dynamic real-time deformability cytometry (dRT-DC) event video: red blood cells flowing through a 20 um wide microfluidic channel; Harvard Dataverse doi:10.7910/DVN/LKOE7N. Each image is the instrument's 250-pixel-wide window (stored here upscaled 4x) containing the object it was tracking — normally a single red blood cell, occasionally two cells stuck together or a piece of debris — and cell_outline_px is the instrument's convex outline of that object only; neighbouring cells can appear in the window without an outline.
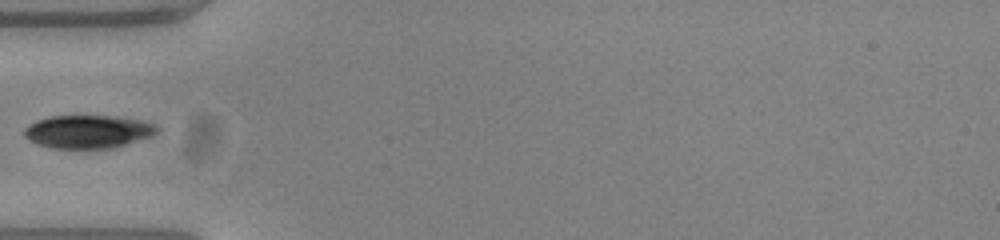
{"species": "common noctule bat (a hibernating species)", "species_latin": "Nyctalus noctula", "temperature_condition": "warm", "stored_images_in_passage": 34, "camera_frame_rate_fps": 3000, "um_per_image_px": 0.085, "animal": {"sex": "female", "body_mass_g": 23.0, "forearm_length_mm": 53.4}, "frame": {"image": 1, "passage_image": 1, "time_ms": 0.0, "image_size_px": [1000, 240], "cell_outline_px": [[160, 132], [152, 136], [112, 148], [52, 148], [40, 144], [24, 136], [24, 128], [28, 124], [36, 120], [52, 116], [112, 116], [140, 120], [156, 124], [160, 128]], "centroid_in_image_um": [7.52, 11.18], "position_along_channel_um": 77.5, "area_um2": 25.55}}
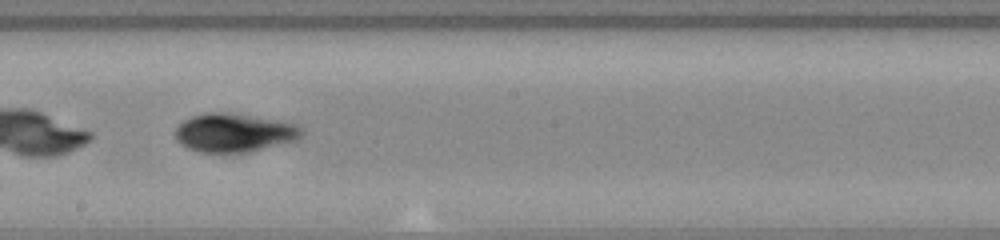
{"frame": {"image": 2, "passage_image": 13, "time_ms": 4.0, "image_size_px": [1000, 240], "cell_outline_px": [[304, 132], [296, 140], [248, 152], [200, 152], [188, 148], [180, 144], [176, 140], [176, 128], [184, 120], [192, 116], [204, 112], [228, 112], [296, 124]], "centroid_in_image_um": [19.86, 11.28], "position_along_channel_um": 228.3, "area_um2": 28.09}}
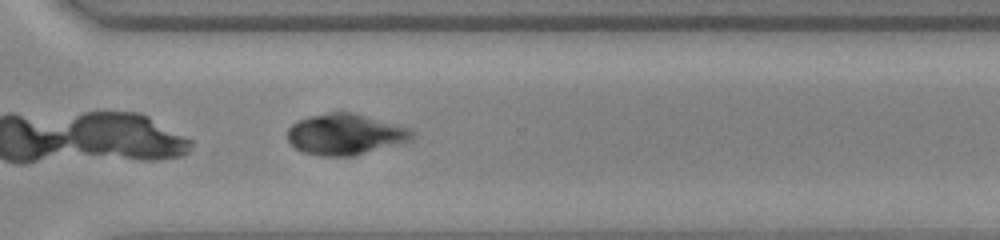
{"frame": {"image": 3, "passage_image": 22, "time_ms": 7.0, "image_size_px": [1000, 240], "cell_outline_px": [[416, 136], [412, 140], [352, 156], [324, 156], [304, 152], [296, 148], [288, 140], [288, 128], [296, 120], [328, 112], [352, 112], [412, 128], [416, 132]], "centroid_in_image_um": [29.39, 11.41], "position_along_channel_um": 341.2, "area_um2": 29.77}}